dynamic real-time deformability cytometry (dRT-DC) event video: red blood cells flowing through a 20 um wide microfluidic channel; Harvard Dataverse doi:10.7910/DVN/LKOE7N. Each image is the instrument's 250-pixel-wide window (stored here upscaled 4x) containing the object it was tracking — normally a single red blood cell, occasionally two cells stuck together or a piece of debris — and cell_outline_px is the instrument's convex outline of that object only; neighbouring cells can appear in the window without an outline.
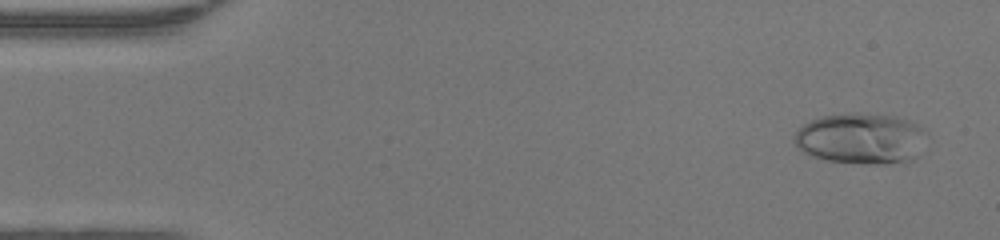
{"species": "human", "species_latin": "Homo sapiens", "temperature_condition": "warm", "stored_images_in_passage": 48, "camera_frame_rate_fps": 3000, "um_per_image_px": 0.085, "donor": {"sex": "female"}, "frame": {"image": 1, "passage_image": 3, "time_ms": 0.667, "image_size_px": [1000, 240], "cell_outline_px": [[924, 128], [916, 156], [912, 160], [888, 164], [864, 164], [824, 160], [812, 156], [804, 152], [796, 144], [792, 136], [804, 124], [820, 116], [852, 112], [860, 112], [892, 116], [908, 120]], "centroid_in_image_um": [73.11, 11.77], "position_along_channel_um": 11.9, "area_um2": 39.02}}
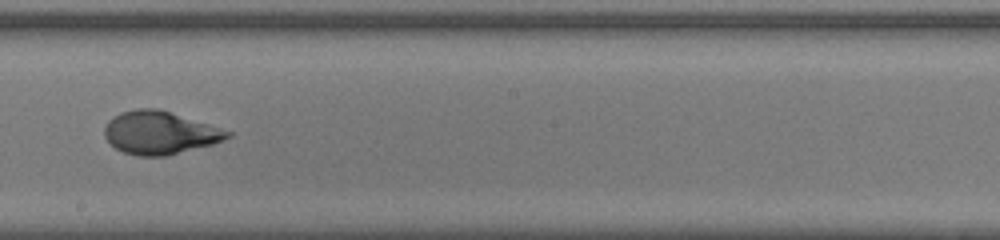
{"frame": {"image": 2, "passage_image": 27, "time_ms": 8.667, "image_size_px": [1000, 240], "cell_outline_px": [[232, 136], [224, 140], [212, 144], [164, 156], [140, 156], [124, 152], [116, 148], [104, 136], [104, 128], [108, 120], [112, 116], [120, 112], [136, 108], [156, 108], [208, 124], [232, 132]], "centroid_in_image_um": [13.55, 11.27], "position_along_channel_um": 234.7, "area_um2": 30.46}}
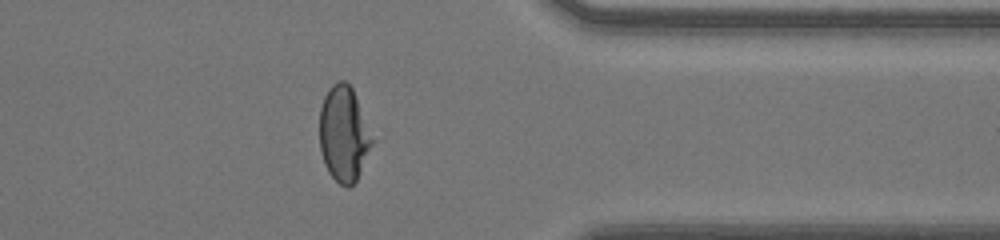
{"frame": {"image": 3, "passage_image": 38, "time_ms": 12.333, "image_size_px": [1000, 240], "cell_outline_px": [[372, 144], [356, 180], [348, 188], [340, 184], [328, 172], [324, 164], [320, 152], [320, 108], [324, 96], [328, 88], [336, 80], [344, 80], [352, 88], [372, 140]], "centroid_in_image_um": [29.16, 11.38], "position_along_channel_um": 382.2, "area_um2": 28.55}, "authors_computed_cell_mechanics": {"area_um2": 31.1831, "velocity_mm_per_s": 4.3604, "shape_relaxation_time_tau1_ms": 6.6375, "shape_relaxation_time_tau2_ms": 0.7888, "deformation_change_tau1": 0.2759, "deformation_change_tau2": 0.0549}}